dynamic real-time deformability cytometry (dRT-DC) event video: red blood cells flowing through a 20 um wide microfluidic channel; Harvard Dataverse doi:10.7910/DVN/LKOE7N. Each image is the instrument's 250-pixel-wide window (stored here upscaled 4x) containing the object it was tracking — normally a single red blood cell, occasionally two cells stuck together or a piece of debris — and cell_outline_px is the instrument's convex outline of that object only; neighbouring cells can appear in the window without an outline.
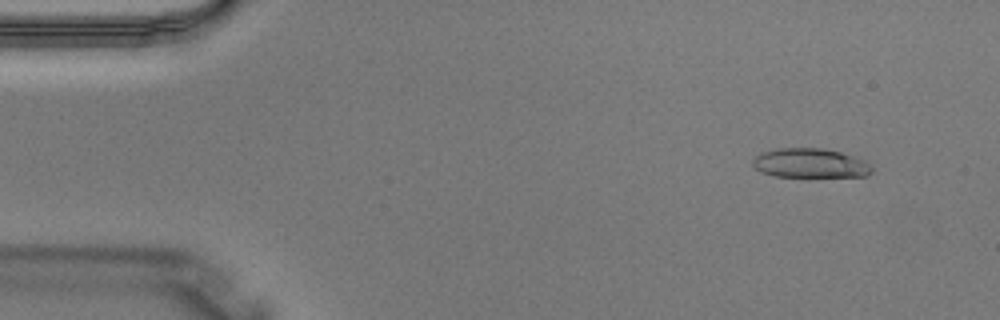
{"species": "Egyptian fruit bat (a non-hibernating species)", "species_latin": "Rousettus aegyptiacus", "temperature_condition": "warm", "stored_images_in_passage": 4, "camera_frame_rate_fps": 3000, "um_per_image_px": 0.085, "animal": {"sex": "male"}, "frame": {"image": 1, "passage_image": 4, "time_ms": 1.0, "image_size_px": [1000, 320], "cell_outline_px": [[872, 172], [868, 176], [776, 176], [760, 172], [752, 164], [752, 160], [756, 156], [764, 152], [776, 148], [820, 148], [840, 152], [852, 156], [868, 164], [872, 168]], "centroid_in_image_um": [68.82, 13.87], "position_along_channel_um": 16.2, "area_um2": 20.0}}